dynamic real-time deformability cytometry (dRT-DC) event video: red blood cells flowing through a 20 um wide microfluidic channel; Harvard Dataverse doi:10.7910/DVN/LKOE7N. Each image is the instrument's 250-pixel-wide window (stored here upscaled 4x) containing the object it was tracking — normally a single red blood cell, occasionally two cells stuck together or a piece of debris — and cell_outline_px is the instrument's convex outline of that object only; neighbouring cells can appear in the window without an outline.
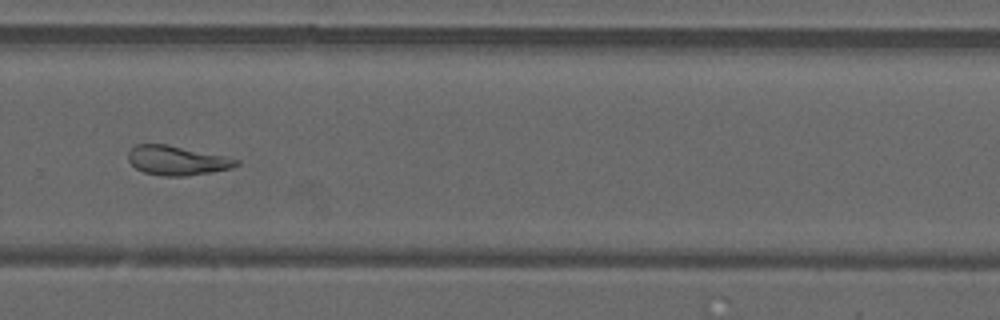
{"species": "common noctule bat (a hibernating species)", "species_latin": "Nyctalus noctula", "temperature_condition": "warm", "stored_images_in_passage": 37, "camera_frame_rate_fps": 3000, "um_per_image_px": 0.085, "animal": {"sex": "male", "forearm_length_mm": 52.5}, "frame": {"image": 1, "passage_image": 31, "time_ms": 10.0, "image_size_px": [1000, 320], "cell_outline_px": [[240, 164], [232, 168], [212, 172], [184, 176], [164, 176], [144, 172], [136, 168], [128, 160], [128, 152], [136, 144], [164, 144], [240, 160]], "centroid_in_image_um": [15.02, 13.65], "position_along_channel_um": 314.8, "area_um2": 18.09}, "authors_computed_cell_mechanics": {"area_um2": 19.074, "velocity_mm_per_s": 4.1091, "shape_relaxation_time_tau1_ms": null, "shape_relaxation_time_tau2_ms": 6.4475, "deformation_change_tau1": null, "deformation_change_tau2": 0.13}}